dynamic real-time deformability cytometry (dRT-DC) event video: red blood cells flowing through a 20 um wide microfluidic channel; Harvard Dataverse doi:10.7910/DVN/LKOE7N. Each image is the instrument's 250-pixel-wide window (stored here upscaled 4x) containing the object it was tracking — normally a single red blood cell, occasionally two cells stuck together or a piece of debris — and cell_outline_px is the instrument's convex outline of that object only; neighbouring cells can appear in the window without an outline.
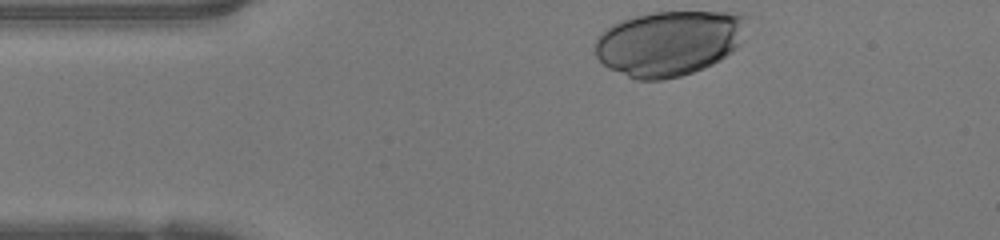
{"species": "human", "species_latin": "Homo sapiens", "temperature_condition": "warm", "stored_images_in_passage": 31, "camera_frame_rate_fps": 3000, "um_per_image_px": 0.085, "donor": {"sex": "female"}, "frame": {"image": 1, "passage_image": 1, "time_ms": 0.0, "image_size_px": [1000, 240], "cell_outline_px": [[748, 36], [732, 52], [720, 60], [704, 68], [680, 76], [660, 80], [636, 80], [608, 68], [596, 56], [596, 36], [604, 28], [620, 20], [632, 16], [652, 12], [744, 12], [748, 16]], "centroid_in_image_um": [56.93, 3.63], "position_along_channel_um": 28.1, "area_um2": 58.72}}
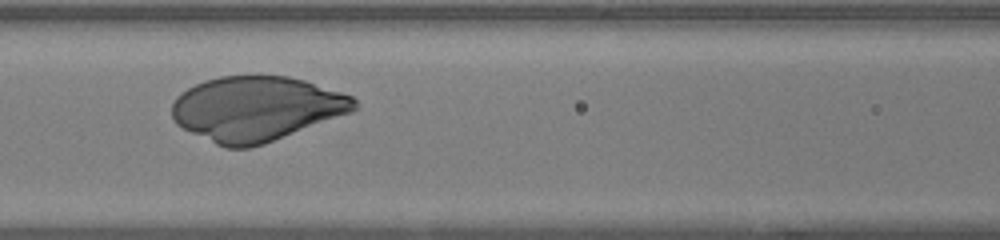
{"frame": {"image": 2, "passage_image": 13, "time_ms": 4.0, "image_size_px": [1000, 240], "cell_outline_px": [[356, 108], [348, 112], [264, 144], [248, 148], [224, 148], [176, 124], [172, 116], [172, 104], [176, 96], [188, 88], [204, 80], [220, 76], [288, 76], [304, 80], [352, 96], [356, 100]], "centroid_in_image_um": [21.73, 9.23], "position_along_channel_um": 144.9, "area_um2": 67.92}}